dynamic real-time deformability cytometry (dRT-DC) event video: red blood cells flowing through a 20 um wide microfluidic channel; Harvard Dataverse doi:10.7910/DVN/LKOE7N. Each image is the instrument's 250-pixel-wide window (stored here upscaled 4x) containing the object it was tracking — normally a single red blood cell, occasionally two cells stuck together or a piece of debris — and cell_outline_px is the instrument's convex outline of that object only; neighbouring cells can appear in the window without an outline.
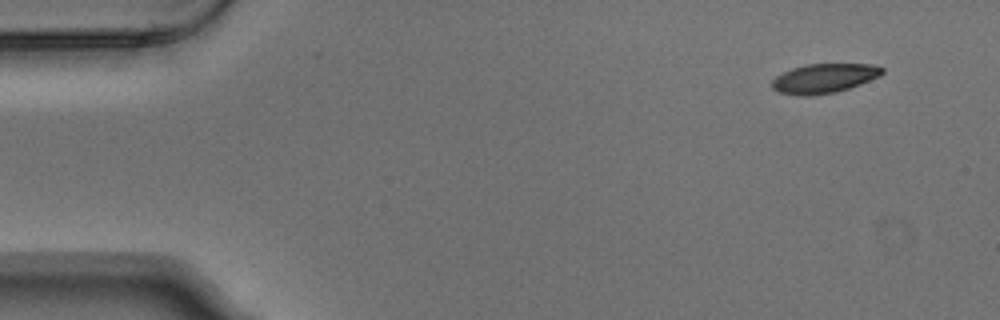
{"species": "Egyptian fruit bat (a non-hibernating species)", "species_latin": "Rousettus aegyptiacus", "temperature_condition": "warm", "stored_images_in_passage": 5, "segment_of_instrument_passage": [1, 2], "camera_frame_rate_fps": 3000, "um_per_image_px": 0.085, "animal": {"sex": "male"}, "frame": {"image": 1, "passage_image": 1, "time_ms": 0.0, "image_size_px": [1000, 320], "cell_outline_px": [[884, 72], [880, 76], [860, 84], [836, 92], [812, 96], [800, 96], [776, 92], [772, 88], [772, 80], [776, 76], [792, 68], [804, 64], [872, 64], [884, 68]], "centroid_in_image_um": [70.03, 6.66], "position_along_channel_um": 15.0, "area_um2": 19.02}}
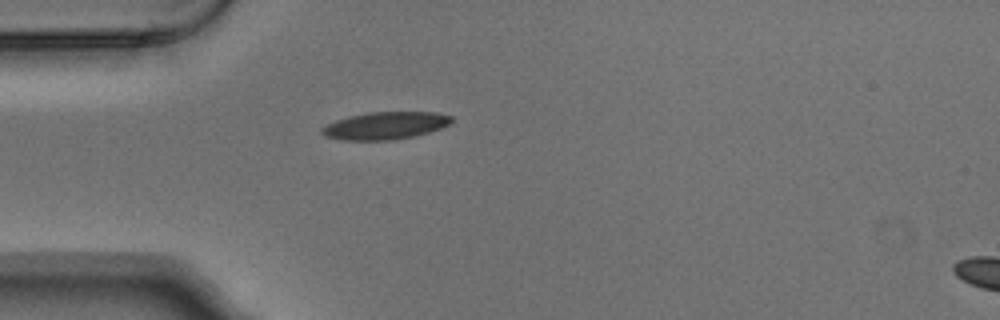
{"frame": {"image": 2, "passage_image": 4, "time_ms": 1.0, "image_size_px": [1000, 320], "cell_outline_px": [[452, 124], [416, 136], [392, 140], [340, 140], [324, 136], [320, 132], [320, 128], [336, 120], [368, 112], [436, 112], [452, 116]], "centroid_in_image_um": [32.75, 10.68], "position_along_channel_um": 52.2, "area_um2": 20.81}}